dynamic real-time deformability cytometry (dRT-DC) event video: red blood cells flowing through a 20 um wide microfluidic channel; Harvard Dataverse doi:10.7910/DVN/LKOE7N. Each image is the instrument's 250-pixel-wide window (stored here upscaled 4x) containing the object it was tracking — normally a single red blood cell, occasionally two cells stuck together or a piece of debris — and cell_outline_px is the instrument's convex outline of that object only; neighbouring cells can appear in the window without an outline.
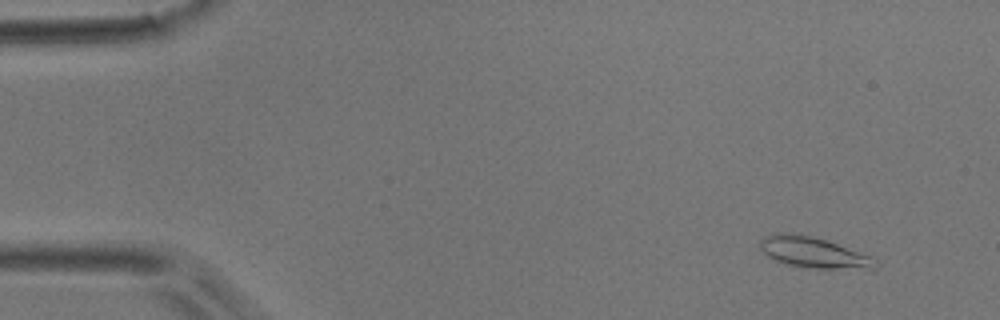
{"species": "common noctule bat (a hibernating species)", "species_latin": "Nyctalus noctula", "temperature_condition": "room temperature", "stored_images_in_passage": 51, "camera_frame_rate_fps": 3000, "um_per_image_px": 0.085, "animal": {"sex": "male", "body_mass_g": 17.9}, "frame": {"image": 1, "passage_image": 4, "time_ms": 1.0, "image_size_px": [1000, 320], "cell_outline_px": [[880, 264], [876, 268], [812, 268], [784, 264], [768, 256], [760, 248], [760, 240], [764, 236], [780, 232], [808, 236], [824, 240], [872, 256]], "centroid_in_image_um": [69.13, 21.47], "position_along_channel_um": 15.9, "area_um2": 20.23}}
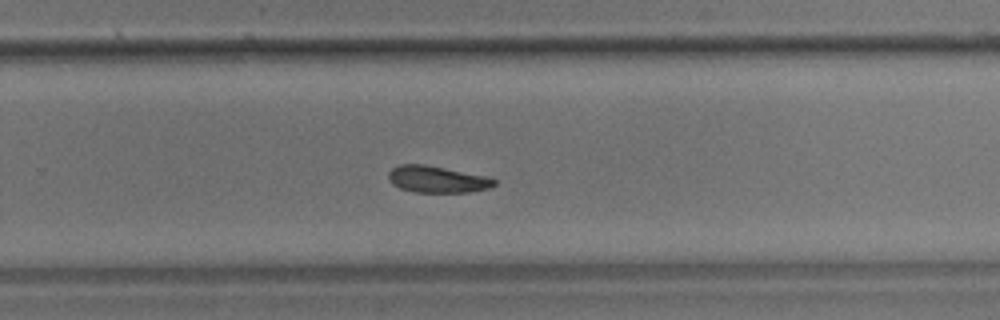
{"frame": {"image": 2, "passage_image": 33, "time_ms": 10.667, "image_size_px": [1000, 320], "cell_outline_px": [[496, 184], [488, 188], [468, 192], [416, 192], [400, 188], [392, 184], [388, 180], [388, 172], [392, 168], [400, 164], [424, 164], [484, 176], [496, 180]], "centroid_in_image_um": [37.1, 15.24], "position_along_channel_um": 292.7, "area_um2": 16.24}}
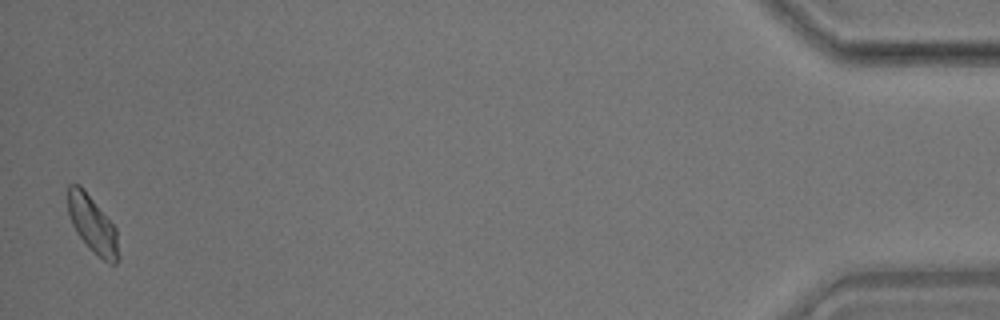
{"frame": {"image": 3, "passage_image": 50, "time_ms": 16.333, "image_size_px": [1000, 320], "cell_outline_px": [[120, 260], [116, 264], [108, 264], [92, 252], [88, 248], [76, 232], [72, 224], [68, 212], [68, 184], [80, 184], [84, 188], [116, 228], [120, 256]], "centroid_in_image_um": [7.89, 19.12], "position_along_channel_um": 427.3, "area_um2": 17.17}, "authors_computed_cell_mechanics": {"area_um2": 17.4556, "velocity_mm_per_s": 3.9377, "shape_relaxation_time_tau1_ms": 3.0173, "shape_relaxation_time_tau2_ms": 8.6768, "deformation_change_tau1": 0.106, "deformation_change_tau2": 0.1658}}